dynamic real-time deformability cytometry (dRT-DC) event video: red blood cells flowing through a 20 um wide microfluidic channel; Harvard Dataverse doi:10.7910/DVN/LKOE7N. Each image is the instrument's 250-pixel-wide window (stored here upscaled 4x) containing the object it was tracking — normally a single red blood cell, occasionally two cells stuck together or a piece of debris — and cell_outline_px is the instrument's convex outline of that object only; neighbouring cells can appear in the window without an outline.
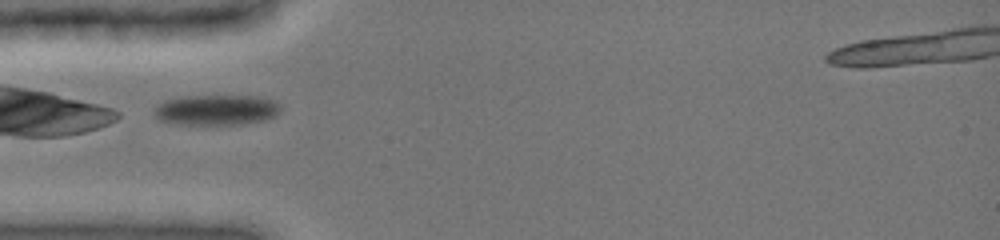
{"species": "common noctule bat (a hibernating species)", "species_latin": "Nyctalus noctula", "temperature_condition": "cold", "stored_images_in_passage": 8, "camera_frame_rate_fps": 3000, "um_per_image_px": 0.085, "animal": {"sex": "female", "body_mass_g": 19.0, "forearm_length_mm": 51.5}, "frame": {"image": 1, "passage_image": 1, "time_ms": 0.0, "image_size_px": [1000, 240], "cell_outline_px": [[280, 112], [276, 116], [268, 120], [244, 124], [176, 124], [156, 120], [156, 108], [164, 100], [184, 96], [256, 96], [272, 100], [280, 108]], "centroid_in_image_um": [18.41, 9.35], "position_along_channel_um": 66.6, "area_um2": 22.37}}
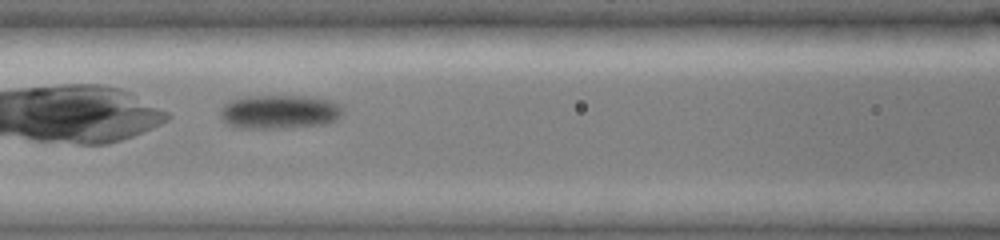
{"frame": {"image": 2, "passage_image": 5, "time_ms": 2.0, "image_size_px": [1000, 240], "cell_outline_px": [[344, 112], [336, 120], [324, 124], [284, 128], [236, 128], [228, 124], [220, 116], [220, 112], [224, 104], [232, 100], [248, 96], [308, 96], [328, 100], [340, 104], [344, 108]], "centroid_in_image_um": [23.78, 9.51], "position_along_channel_um": 142.8, "area_um2": 24.28}}
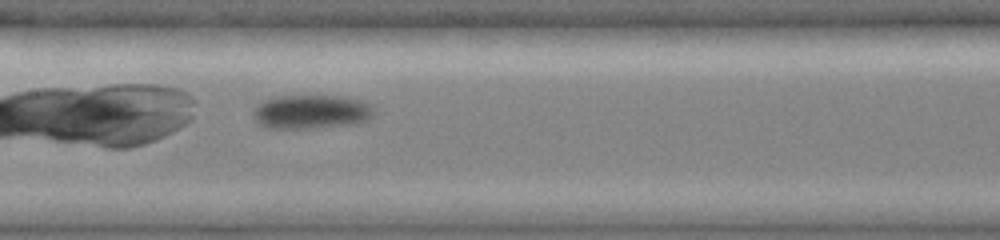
{"frame": {"image": 3, "passage_image": 8, "time_ms": 3.0, "image_size_px": [1000, 240], "cell_outline_px": [[376, 112], [368, 120], [356, 124], [308, 128], [268, 128], [256, 124], [252, 112], [264, 100], [276, 96], [344, 96], [368, 104]], "centroid_in_image_um": [26.43, 9.51], "position_along_channel_um": 181.0, "area_um2": 23.87}}